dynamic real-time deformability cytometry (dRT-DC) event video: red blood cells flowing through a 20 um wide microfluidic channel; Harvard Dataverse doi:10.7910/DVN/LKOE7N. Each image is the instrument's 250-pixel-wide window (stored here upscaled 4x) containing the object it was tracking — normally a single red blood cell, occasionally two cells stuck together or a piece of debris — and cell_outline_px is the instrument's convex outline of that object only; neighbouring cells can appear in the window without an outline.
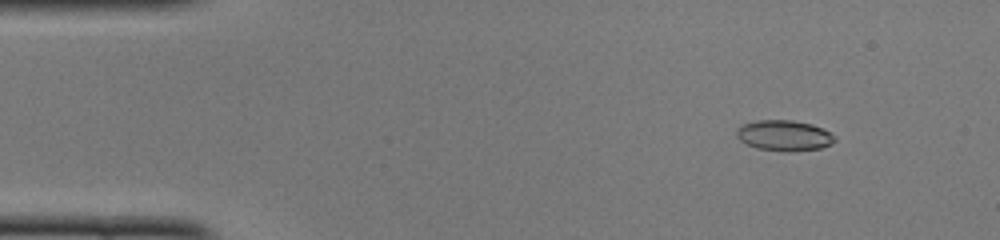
{"species": "common noctule bat (a hibernating species)", "species_latin": "Nyctalus noctula", "temperature_condition": "cold", "stored_images_in_passage": 48, "camera_frame_rate_fps": 3000, "um_per_image_px": 0.085, "animal": {"sex": "female", "body_mass_g": 22.0, "forearm_length_mm": 56.7}, "frame": {"image": 1, "passage_image": 5, "time_ms": 1.333, "image_size_px": [1000, 240], "cell_outline_px": [[836, 140], [832, 144], [820, 148], [756, 148], [740, 140], [736, 136], [736, 128], [740, 124], [756, 120], [792, 120], [812, 124], [836, 136]], "centroid_in_image_um": [66.6, 11.45], "position_along_channel_um": 18.4, "area_um2": 16.7}}
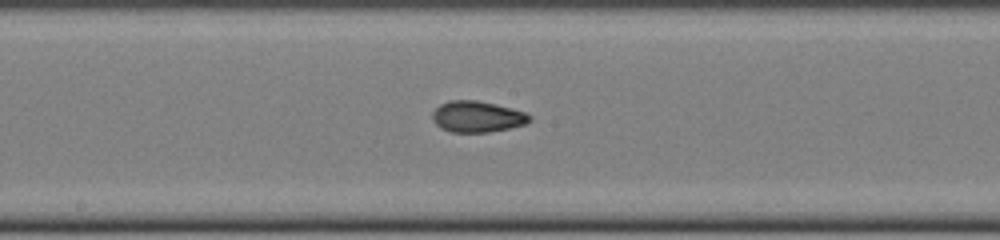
{"frame": {"image": 2, "passage_image": 25, "time_ms": 8.0, "image_size_px": [1000, 240], "cell_outline_px": [[532, 120], [524, 124], [508, 128], [488, 132], [452, 132], [440, 128], [432, 120], [432, 112], [440, 104], [448, 100], [476, 100], [496, 104], [512, 108], [524, 112], [532, 116]], "centroid_in_image_um": [40.54, 9.91], "position_along_channel_um": 207.7, "area_um2": 17.69}}
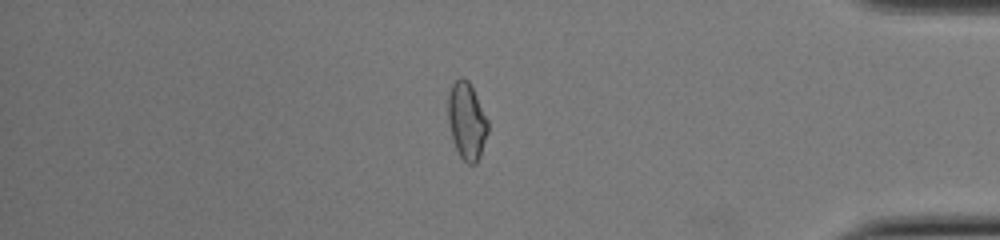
{"frame": {"image": 3, "passage_image": 41, "time_ms": 13.333, "image_size_px": [1000, 240], "cell_outline_px": [[488, 132], [480, 156], [476, 164], [468, 164], [460, 156], [452, 140], [448, 120], [448, 92], [452, 84], [460, 76], [464, 76], [468, 80], [488, 120]], "centroid_in_image_um": [39.66, 10.27], "position_along_channel_um": 395.5, "area_um2": 17.92}, "authors_computed_cell_mechanics": {"area_um2": 17.6868, "velocity_mm_per_s": 4.1215, "shape_relaxation_time_tau1_ms": null, "shape_relaxation_time_tau2_ms": 2.5852, "deformation_change_tau1": null, "deformation_change_tau2": 0.077}}